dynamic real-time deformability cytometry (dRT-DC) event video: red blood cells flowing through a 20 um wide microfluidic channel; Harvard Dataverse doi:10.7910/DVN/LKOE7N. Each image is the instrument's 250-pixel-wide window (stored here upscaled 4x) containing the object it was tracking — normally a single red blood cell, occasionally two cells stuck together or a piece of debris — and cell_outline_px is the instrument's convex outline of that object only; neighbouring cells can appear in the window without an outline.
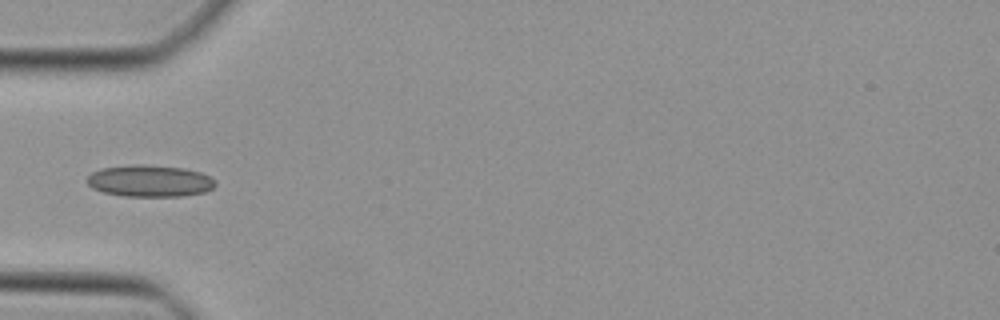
{"species": "Egyptian fruit bat (a non-hibernating species)", "species_latin": "Rousettus aegyptiacus", "temperature_condition": "cold", "stored_images_in_passage": 32, "camera_frame_rate_fps": 3000, "um_per_image_px": 0.085, "animal": {"sex": "female"}, "frame": {"image": 1, "passage_image": 1, "time_ms": 0.0, "image_size_px": [1000, 320], "cell_outline_px": [[216, 184], [212, 188], [204, 192], [180, 196], [124, 196], [104, 192], [92, 188], [88, 184], [88, 176], [92, 172], [100, 168], [132, 164], [148, 164], [184, 168], [200, 172], [216, 180]], "centroid_in_image_um": [12.72, 15.36], "position_along_channel_um": 72.3, "area_um2": 23.81}}
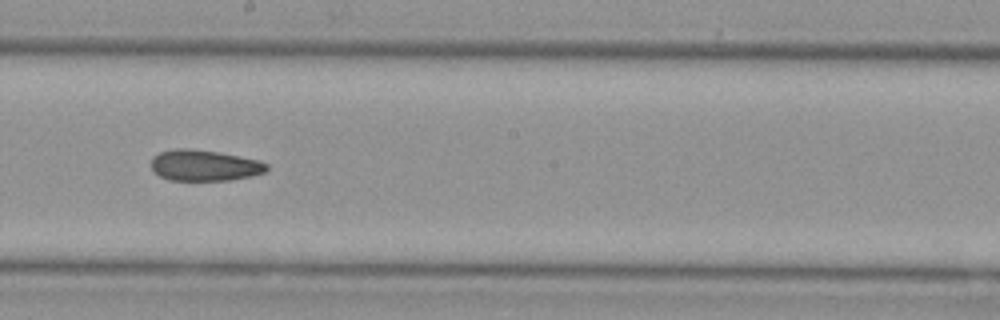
{"frame": {"image": 2, "passage_image": 12, "time_ms": 3.667, "image_size_px": [1000, 320], "cell_outline_px": [[268, 168], [264, 172], [252, 176], [228, 180], [168, 180], [152, 172], [152, 156], [160, 152], [176, 148], [188, 148], [220, 152], [260, 160], [268, 164]], "centroid_in_image_um": [17.36, 14.05], "position_along_channel_um": 230.8, "area_um2": 21.04}}
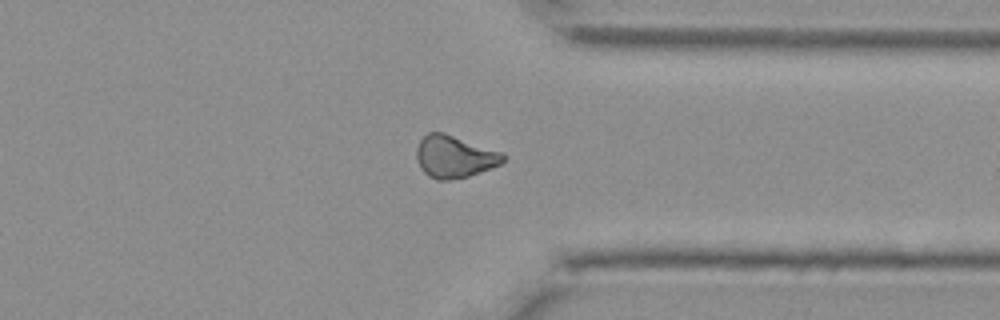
{"frame": {"image": 3, "passage_image": 22, "time_ms": 7.0, "image_size_px": [1000, 320], "cell_outline_px": [[508, 156], [500, 164], [468, 176], [448, 180], [436, 180], [428, 176], [420, 168], [416, 160], [416, 148], [420, 140], [428, 132], [444, 132], [500, 152]], "centroid_in_image_um": [38.58, 13.31], "position_along_channel_um": 372.8, "area_um2": 21.21}}